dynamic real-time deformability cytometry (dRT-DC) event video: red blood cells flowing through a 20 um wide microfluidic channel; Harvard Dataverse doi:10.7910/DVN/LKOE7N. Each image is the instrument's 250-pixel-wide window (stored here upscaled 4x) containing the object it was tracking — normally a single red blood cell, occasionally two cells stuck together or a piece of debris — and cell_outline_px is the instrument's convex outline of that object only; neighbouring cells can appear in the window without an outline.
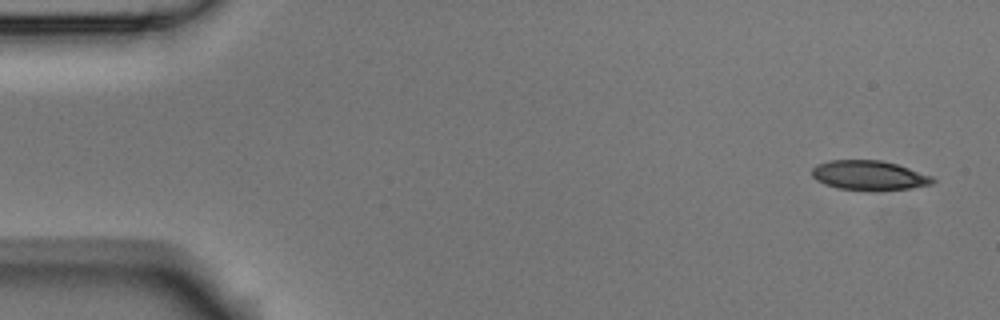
{"species": "Egyptian fruit bat (a non-hibernating species)", "species_latin": "Rousettus aegyptiacus", "temperature_condition": "room temperature", "stored_images_in_passage": 5, "camera_frame_rate_fps": 3000, "um_per_image_px": 0.085, "animal": {"sex": "male"}, "frame": {"image": 1, "passage_image": 1, "time_ms": 0.0, "image_size_px": [1000, 320], "cell_outline_px": [[936, 180], [932, 184], [908, 188], [880, 192], [876, 192], [836, 188], [824, 184], [816, 180], [812, 176], [812, 168], [816, 164], [828, 160], [880, 160], [896, 164], [932, 176]], "centroid_in_image_um": [73.84, 14.92], "position_along_channel_um": 11.2, "area_um2": 21.15}}
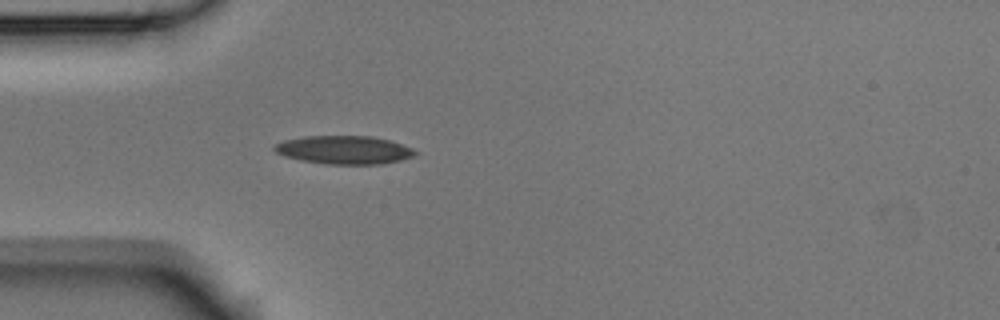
{"frame": {"image": 2, "passage_image": 5, "time_ms": 1.333, "image_size_px": [1000, 320], "cell_outline_px": [[416, 156], [400, 160], [380, 164], [324, 164], [300, 160], [284, 156], [276, 152], [272, 148], [276, 144], [284, 140], [304, 136], [372, 136], [392, 140], [412, 148], [416, 152]], "centroid_in_image_um": [29.26, 12.74], "position_along_channel_um": 55.7, "area_um2": 23.35}}